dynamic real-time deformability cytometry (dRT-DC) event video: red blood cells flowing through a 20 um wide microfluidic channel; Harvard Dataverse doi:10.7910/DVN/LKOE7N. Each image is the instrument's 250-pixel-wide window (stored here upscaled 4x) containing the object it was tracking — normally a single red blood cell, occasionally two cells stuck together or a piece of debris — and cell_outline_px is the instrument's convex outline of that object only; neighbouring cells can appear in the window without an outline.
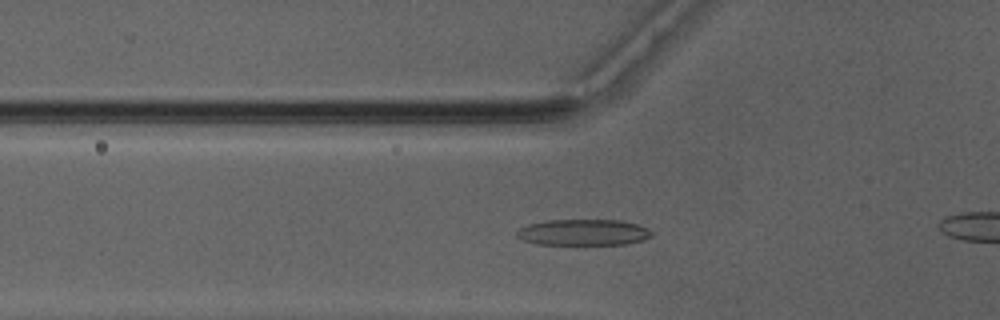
{"species": "Egyptian fruit bat (a non-hibernating species)", "species_latin": "Rousettus aegyptiacus", "temperature_condition": "warm", "stored_images_in_passage": 40, "camera_frame_rate_fps": 3000, "um_per_image_px": 0.085, "animal": {"sex": "male"}, "frame": {"image": 1, "passage_image": 14, "time_ms": 4.333, "image_size_px": [1000, 320], "cell_outline_px": [[656, 232], [652, 236], [644, 240], [624, 244], [536, 244], [524, 240], [516, 236], [516, 232], [520, 228], [528, 224], [544, 220], [620, 220], [640, 224]], "centroid_in_image_um": [49.64, 19.74], "position_along_channel_um": 76.2, "area_um2": 20.75}}
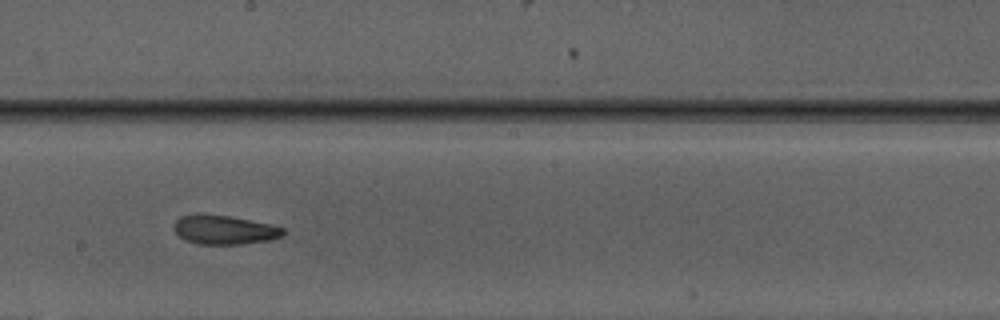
{"frame": {"image": 2, "passage_image": 25, "time_ms": 8.0, "image_size_px": [1000, 320], "cell_outline_px": [[284, 236], [268, 240], [240, 244], [200, 244], [188, 240], [180, 236], [172, 228], [176, 220], [180, 216], [196, 212], [200, 212], [228, 216], [272, 224], [284, 228]], "centroid_in_image_um": [19.05, 19.5], "position_along_channel_um": 229.2, "area_um2": 18.67}}
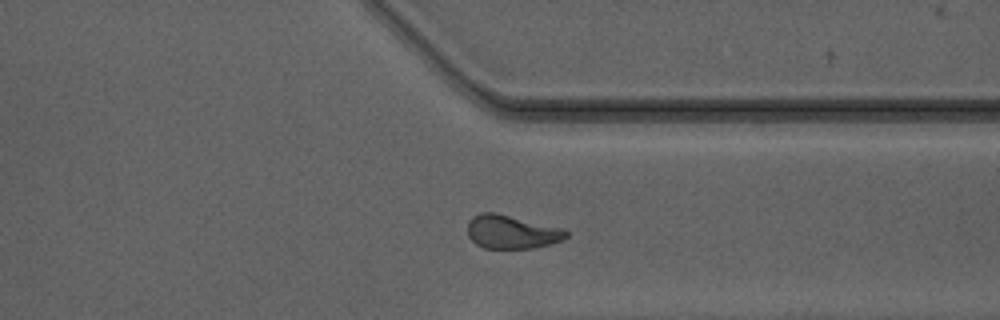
{"frame": {"image": 3, "passage_image": 35, "time_ms": 11.333, "image_size_px": [1000, 320], "cell_outline_px": [[568, 236], [564, 240], [532, 248], [484, 248], [476, 244], [468, 236], [468, 220], [472, 216], [480, 212], [496, 212], [564, 228], [568, 232]], "centroid_in_image_um": [43.49, 19.69], "position_along_channel_um": 367.9, "area_um2": 19.48}}